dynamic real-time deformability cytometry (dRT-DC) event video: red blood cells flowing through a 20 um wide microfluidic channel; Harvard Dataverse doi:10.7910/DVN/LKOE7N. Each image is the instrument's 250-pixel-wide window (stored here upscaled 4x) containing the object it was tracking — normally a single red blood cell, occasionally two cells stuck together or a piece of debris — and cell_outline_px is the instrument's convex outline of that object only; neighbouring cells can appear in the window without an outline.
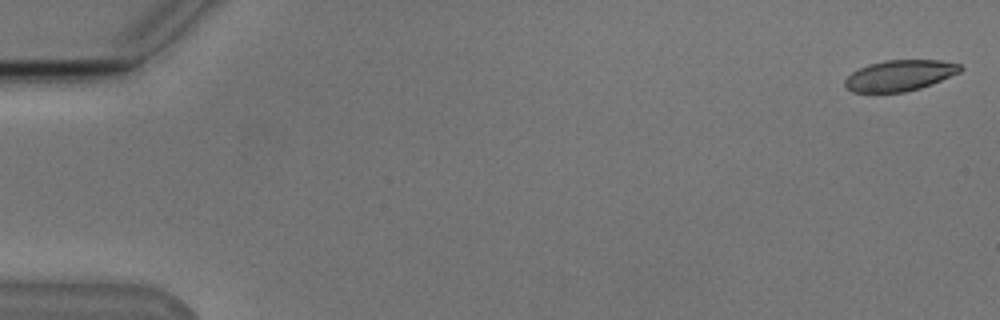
{"species": "Egyptian fruit bat (a non-hibernating species)", "species_latin": "Rousettus aegyptiacus", "temperature_condition": "cold", "stored_images_in_passage": 54, "camera_frame_rate_fps": 3000, "um_per_image_px": 0.085, "animal": {"sex": "male"}, "frame": {"image": 1, "passage_image": 1, "time_ms": 0.0, "image_size_px": [1000, 320], "cell_outline_px": [[964, 68], [960, 72], [932, 84], [920, 88], [904, 92], [852, 92], [844, 88], [844, 80], [852, 72], [868, 64], [884, 60], [940, 60], [960, 64]], "centroid_in_image_um": [76.46, 6.41], "position_along_channel_um": 8.5, "area_um2": 20.87}}
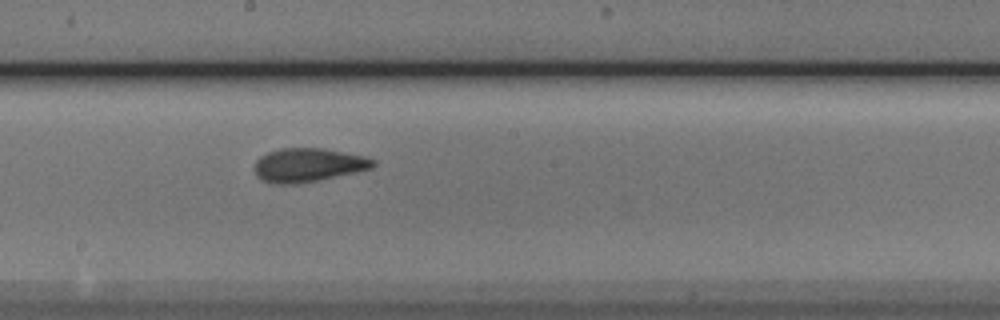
{"frame": {"image": 2, "passage_image": 30, "time_ms": 9.667, "image_size_px": [1000, 320], "cell_outline_px": [[376, 164], [372, 168], [356, 172], [320, 180], [296, 184], [272, 184], [260, 180], [256, 176], [256, 160], [260, 156], [268, 152], [280, 148], [324, 148], [364, 156], [376, 160]], "centroid_in_image_um": [26.19, 14.03], "position_along_channel_um": 222.0, "area_um2": 23.47}}
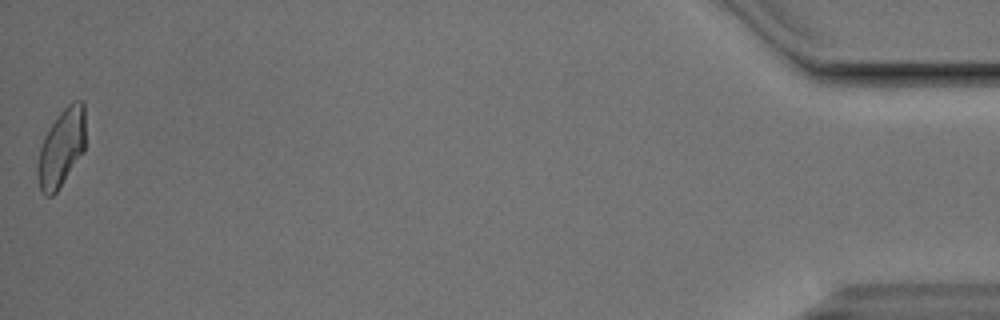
{"frame": {"image": 3, "passage_image": 54, "time_ms": 17.667, "image_size_px": [1000, 320], "cell_outline_px": [[84, 152], [56, 192], [52, 196], [44, 196], [40, 188], [36, 172], [36, 164], [40, 148], [44, 136], [60, 112], [72, 100], [80, 100], [84, 104]], "centroid_in_image_um": [5.2, 12.58], "position_along_channel_um": 430.0, "area_um2": 21.62}, "authors_computed_cell_mechanics": {"area_um2": 22.253, "velocity_mm_per_s": 3.7851, "shape_relaxation_time_tau1_ms": 3.6966, "shape_relaxation_time_tau2_ms": 1.6682, "deformation_change_tau1": 0.1337, "deformation_change_tau2": 0.0666}}